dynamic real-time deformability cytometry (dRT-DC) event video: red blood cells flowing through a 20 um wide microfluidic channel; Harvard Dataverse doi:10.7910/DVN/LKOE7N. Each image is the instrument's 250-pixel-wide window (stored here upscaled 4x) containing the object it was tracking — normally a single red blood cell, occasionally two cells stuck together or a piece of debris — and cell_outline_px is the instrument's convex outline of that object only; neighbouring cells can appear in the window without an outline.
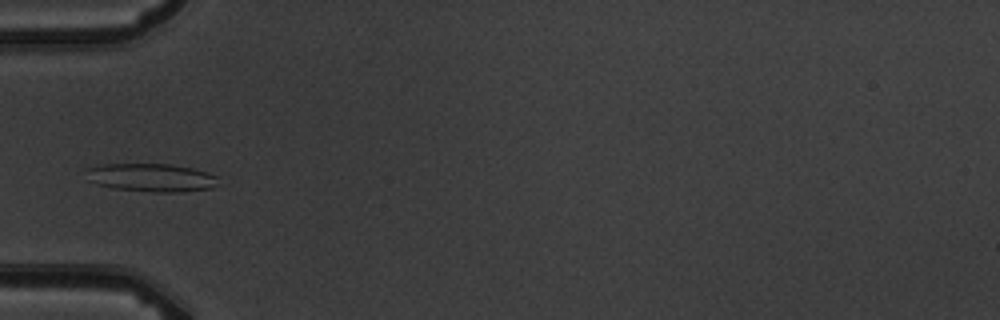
{"species": "common noctule bat (a hibernating species)", "species_latin": "Nyctalus noctula", "temperature_condition": "warm", "stored_images_in_passage": 10, "camera_frame_rate_fps": 3000, "um_per_image_px": 0.085, "animal": {"sex": "male", "body_mass_g": 19.5, "forearm_length_mm": 54.6}, "frame": {"image": 1, "passage_image": 5, "time_ms": 5.667, "image_size_px": [1000, 320], "cell_outline_px": [[220, 176], [216, 184], [212, 188], [180, 192], [152, 192], [116, 188], [96, 184], [88, 180], [88, 168], [104, 164], [168, 164], [192, 168]], "centroid_in_image_um": [12.91, 15.1], "position_along_channel_um": 72.1, "area_um2": 21.56}}
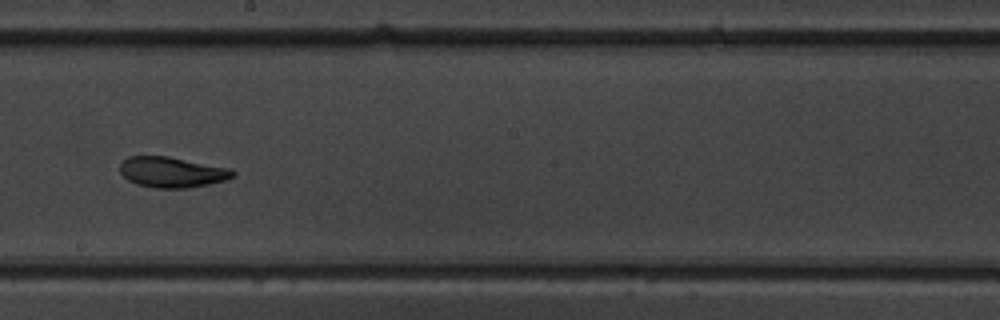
{"frame": {"image": 2, "passage_image": 9, "time_ms": 10.0, "image_size_px": [1000, 320], "cell_outline_px": [[236, 176], [224, 180], [208, 184], [188, 188], [156, 188], [136, 184], [128, 180], [120, 172], [120, 164], [128, 156], [168, 156], [228, 168], [236, 172]], "centroid_in_image_um": [14.6, 14.63], "position_along_channel_um": 233.6, "area_um2": 20.0}}
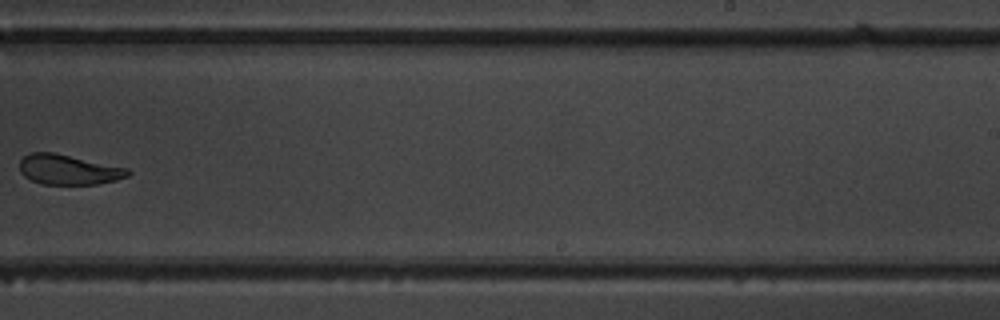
{"frame": {"image": 3, "passage_image": 10, "time_ms": 11.333, "image_size_px": [1000, 320], "cell_outline_px": [[132, 172], [128, 176], [116, 180], [96, 184], [44, 184], [32, 180], [24, 176], [20, 172], [20, 160], [28, 152], [52, 152], [128, 168]], "centroid_in_image_um": [5.81, 14.41], "position_along_channel_um": 283.2, "area_um2": 18.84}}